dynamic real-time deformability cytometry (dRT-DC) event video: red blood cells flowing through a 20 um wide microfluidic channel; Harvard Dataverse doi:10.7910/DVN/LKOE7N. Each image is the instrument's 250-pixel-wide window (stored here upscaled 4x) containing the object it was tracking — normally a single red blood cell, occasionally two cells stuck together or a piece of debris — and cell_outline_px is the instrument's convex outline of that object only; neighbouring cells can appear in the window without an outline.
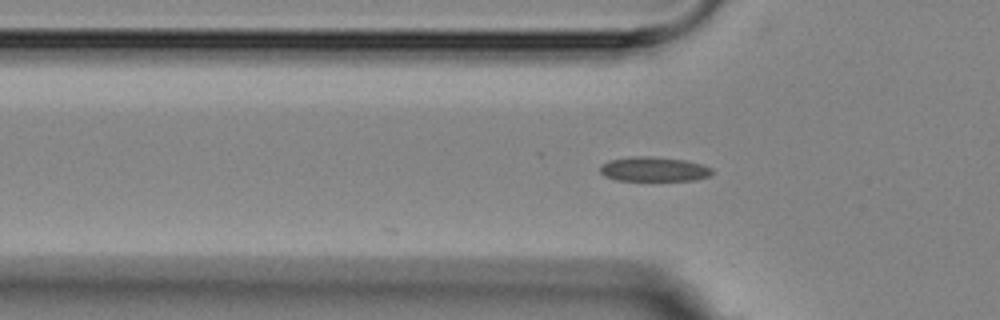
{"species": "Egyptian fruit bat (a non-hibernating species)", "species_latin": "Rousettus aegyptiacus", "temperature_condition": "room temperature", "stored_images_in_passage": 7, "camera_frame_rate_fps": 3000, "um_per_image_px": 0.085, "animal": {"sex": "female"}, "frame": {"image": 1, "passage_image": 2, "time_ms": 1.0, "image_size_px": [1000, 320], "cell_outline_px": [[716, 172], [712, 176], [696, 180], [616, 180], [604, 176], [600, 172], [600, 164], [608, 160], [636, 156], [648, 156], [684, 160], [700, 164], [712, 168]], "centroid_in_image_um": [55.6, 14.38], "position_along_channel_um": 70.2, "area_um2": 16.13}}
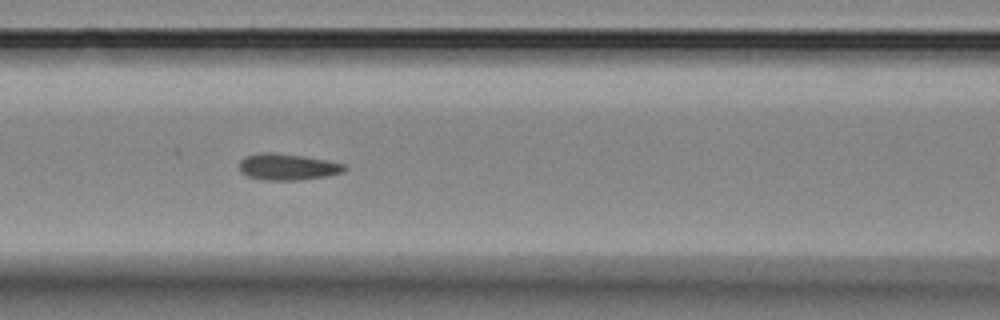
{"frame": {"image": 2, "passage_image": 4, "time_ms": 3.0, "image_size_px": [1000, 320], "cell_outline_px": [[348, 168], [344, 172], [328, 176], [296, 180], [264, 180], [248, 176], [240, 172], [240, 160], [244, 156], [268, 152], [272, 152], [304, 156], [344, 164]], "centroid_in_image_um": [24.45, 14.19], "position_along_channel_um": 142.2, "area_um2": 16.13}}
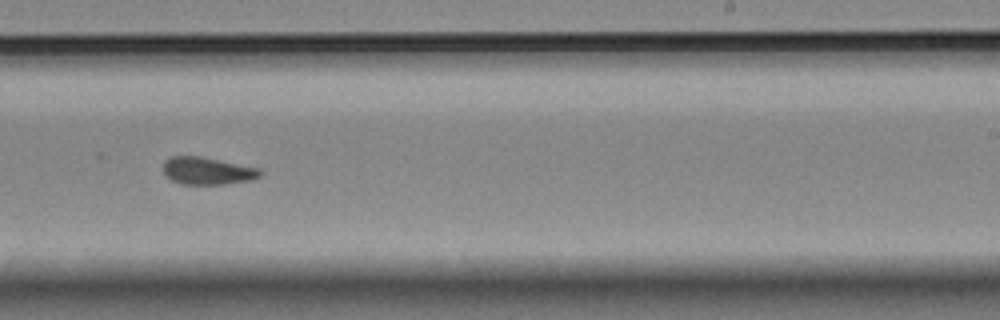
{"frame": {"image": 3, "passage_image": 7, "time_ms": 6.667, "image_size_px": [1000, 320], "cell_outline_px": [[264, 172], [260, 176], [252, 180], [224, 184], [180, 184], [172, 180], [164, 172], [164, 160], [172, 156], [200, 156], [260, 168]], "centroid_in_image_um": [17.66, 14.52], "position_along_channel_um": 271.3, "area_um2": 15.49}}